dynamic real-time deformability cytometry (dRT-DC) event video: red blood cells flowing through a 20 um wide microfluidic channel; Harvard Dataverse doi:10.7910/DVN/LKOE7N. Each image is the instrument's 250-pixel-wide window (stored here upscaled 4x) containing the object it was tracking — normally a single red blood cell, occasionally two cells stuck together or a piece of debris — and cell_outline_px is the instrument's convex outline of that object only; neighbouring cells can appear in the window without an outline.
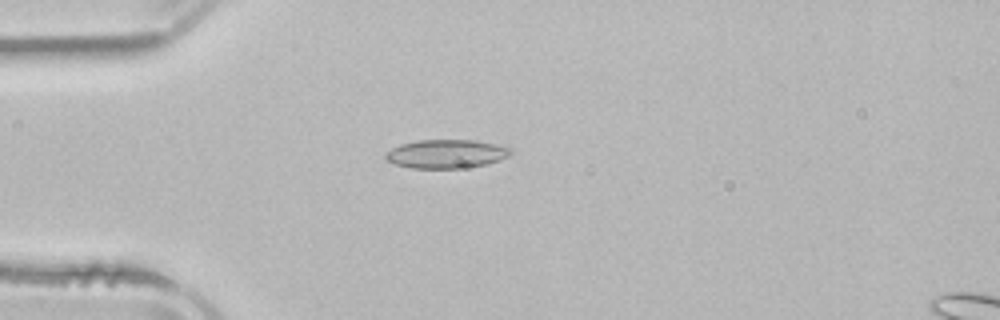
{"species": "common noctule bat (a hibernating species)", "species_latin": "Nyctalus noctula", "temperature_condition": "room temperature", "stored_images_in_passage": 1, "camera_frame_rate_fps": 3000, "um_per_image_px": 0.085, "animal": {"sex": "male", "body_mass_g": 21.5, "forearm_length_mm": 52.0}, "frame": {"image": 1, "passage_image": 1, "time_ms": 0.0, "image_size_px": [1000, 320], "cell_outline_px": [[512, 152], [508, 156], [500, 160], [484, 164], [456, 168], [412, 168], [396, 164], [384, 160], [384, 152], [400, 144], [420, 140], [472, 140], [496, 144], [512, 148]], "centroid_in_image_um": [37.89, 13.07], "position_along_channel_um": 47.1, "area_um2": 20.81}}